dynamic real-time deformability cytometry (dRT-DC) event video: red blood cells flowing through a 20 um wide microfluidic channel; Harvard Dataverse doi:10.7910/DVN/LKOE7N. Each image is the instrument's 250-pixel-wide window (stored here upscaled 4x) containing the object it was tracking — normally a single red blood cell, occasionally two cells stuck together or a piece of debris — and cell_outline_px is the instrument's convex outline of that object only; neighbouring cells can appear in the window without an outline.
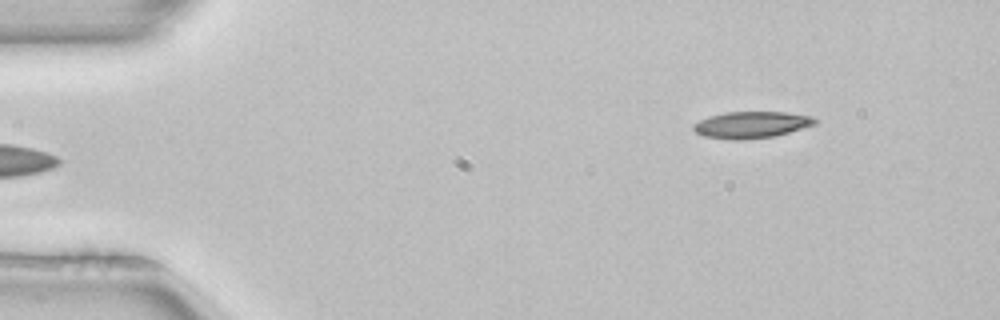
{"species": "common noctule bat (a hibernating species)", "species_latin": "Nyctalus noctula", "temperature_condition": "room temperature", "stored_images_in_passage": 5, "camera_frame_rate_fps": 3000, "um_per_image_px": 0.085, "animal": {"sex": "female", "body_mass_g": 22.7, "forearm_length_mm": 54.2}, "frame": {"image": 1, "passage_image": 5, "time_ms": 1.333, "image_size_px": [1000, 320], "cell_outline_px": [[820, 120], [816, 124], [788, 132], [772, 136], [744, 140], [732, 140], [704, 136], [696, 132], [692, 128], [692, 124], [708, 116], [724, 112], [784, 112], [812, 116]], "centroid_in_image_um": [63.86, 10.6], "position_along_channel_um": 21.1, "area_um2": 18.9}}